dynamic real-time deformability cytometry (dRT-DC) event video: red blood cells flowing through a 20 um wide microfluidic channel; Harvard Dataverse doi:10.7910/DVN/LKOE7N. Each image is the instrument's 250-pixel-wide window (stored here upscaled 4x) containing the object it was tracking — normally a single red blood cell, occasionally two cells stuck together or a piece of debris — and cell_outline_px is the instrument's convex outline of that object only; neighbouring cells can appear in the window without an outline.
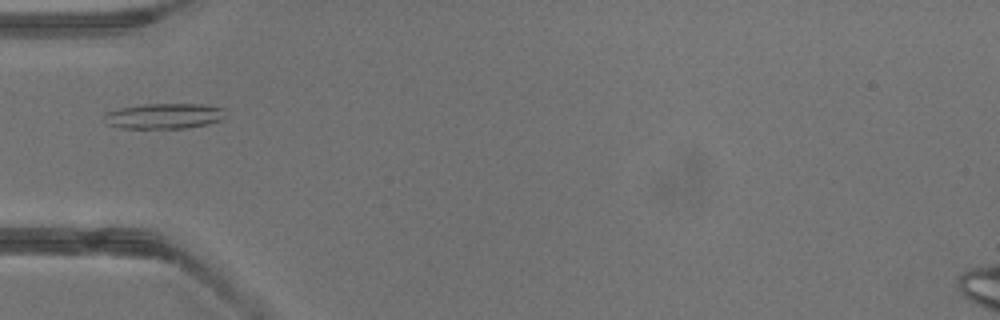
{"species": "common noctule bat (a hibernating species)", "species_latin": "Nyctalus noctula", "temperature_condition": "warm", "stored_images_in_passage": 31, "camera_frame_rate_fps": 3000, "um_per_image_px": 0.085, "animal": {"sex": "male", "body_mass_g": 13.3}, "frame": {"image": 1, "passage_image": 5, "time_ms": 1.333, "image_size_px": [1000, 320], "cell_outline_px": [[224, 116], [220, 120], [208, 124], [184, 128], [120, 128], [108, 124], [100, 116], [104, 112], [120, 108], [144, 104], [200, 104], [224, 108]], "centroid_in_image_um": [13.88, 9.86], "position_along_channel_um": 71.1, "area_um2": 18.03}}
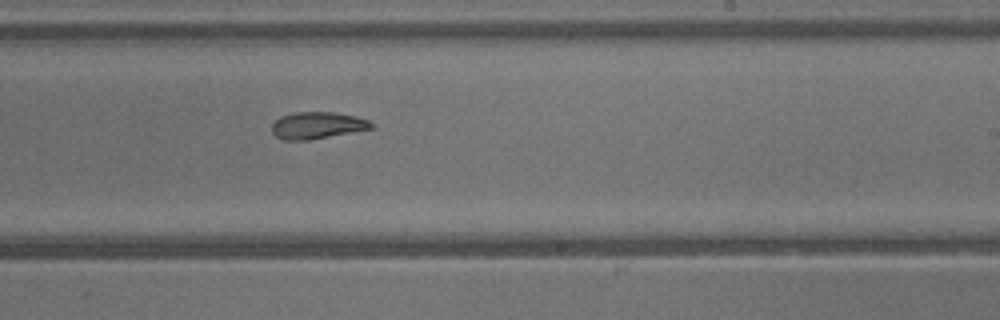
{"frame": {"image": 2, "passage_image": 16, "time_ms": 5.0, "image_size_px": [1000, 320], "cell_outline_px": [[372, 128], [308, 140], [284, 140], [276, 136], [272, 132], [272, 124], [280, 116], [292, 112], [332, 112], [356, 116], [368, 120], [372, 124]], "centroid_in_image_um": [26.92, 10.64], "position_along_channel_um": 262.1, "area_um2": 15.37}}
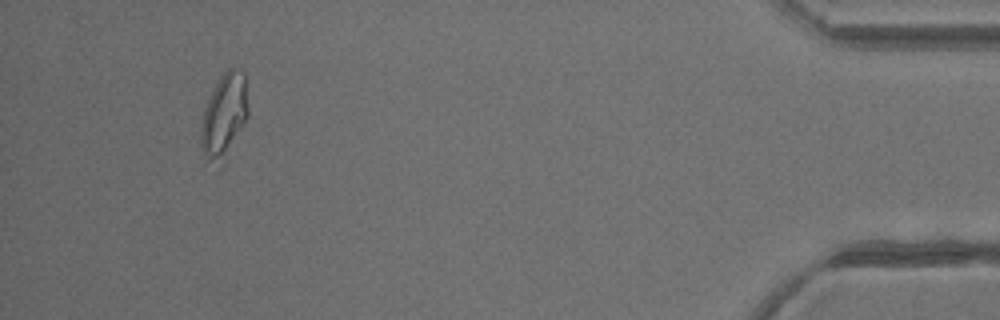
{"frame": {"image": 3, "passage_image": 29, "time_ms": 9.333, "image_size_px": [1000, 320], "cell_outline_px": [[248, 116], [224, 148], [216, 156], [208, 160], [200, 144], [200, 128], [204, 108], [220, 76], [228, 68], [240, 68], [244, 72], [248, 108]], "centroid_in_image_um": [19.03, 9.53], "position_along_channel_um": 416.2, "area_um2": 20.87}}